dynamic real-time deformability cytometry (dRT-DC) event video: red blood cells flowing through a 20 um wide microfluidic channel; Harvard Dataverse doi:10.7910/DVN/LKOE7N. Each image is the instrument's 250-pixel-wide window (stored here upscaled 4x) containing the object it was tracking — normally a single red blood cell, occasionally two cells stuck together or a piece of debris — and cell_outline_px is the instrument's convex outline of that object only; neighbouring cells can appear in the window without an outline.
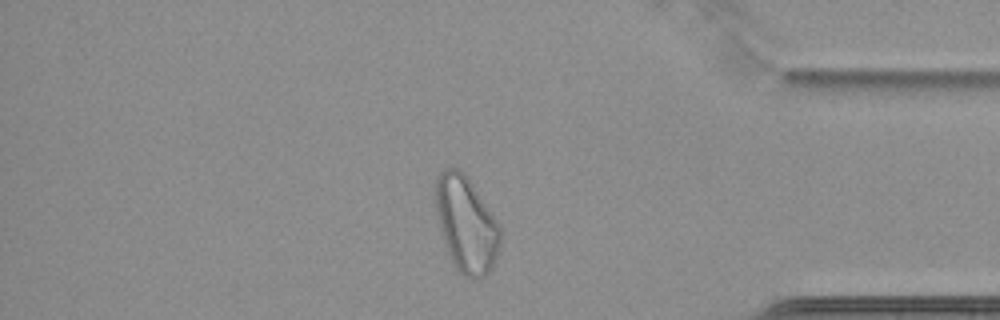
{"species": "common noctule bat (a hibernating species)", "species_latin": "Nyctalus noctula", "temperature_condition": "cold", "stored_images_in_passage": 61, "camera_frame_rate_fps": 3000, "um_per_image_px": 0.085, "animal": {"sex": "female", "body_mass_g": 22.7, "forearm_length_mm": 54.2}, "frame": {"image": 1, "passage_image": 52, "time_ms": 17.0, "image_size_px": [1000, 320], "cell_outline_px": [[500, 244], [492, 268], [484, 276], [476, 280], [472, 280], [464, 276], [456, 268], [444, 244], [432, 196], [432, 192], [436, 176], [444, 168], [460, 168], [464, 172], [496, 220], [500, 228]], "centroid_in_image_um": [39.57, 19.03], "position_along_channel_um": 395.6, "area_um2": 36.36}}